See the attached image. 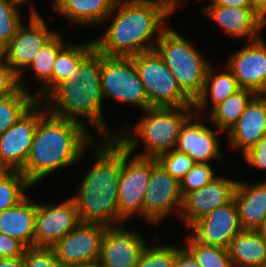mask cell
<instances>
[{"mask_svg": "<svg viewBox=\"0 0 266 267\" xmlns=\"http://www.w3.org/2000/svg\"><path fill=\"white\" fill-rule=\"evenodd\" d=\"M214 177H216L214 169L210 164L195 163L180 181V191L182 196L204 187Z\"/></svg>", "mask_w": 266, "mask_h": 267, "instance_id": "cell-36", "label": "cell"}, {"mask_svg": "<svg viewBox=\"0 0 266 267\" xmlns=\"http://www.w3.org/2000/svg\"><path fill=\"white\" fill-rule=\"evenodd\" d=\"M105 144L91 146L96 161L72 196L81 223L119 225L118 183L123 160V145L116 139H103ZM95 145V146H94Z\"/></svg>", "mask_w": 266, "mask_h": 267, "instance_id": "cell-2", "label": "cell"}, {"mask_svg": "<svg viewBox=\"0 0 266 267\" xmlns=\"http://www.w3.org/2000/svg\"><path fill=\"white\" fill-rule=\"evenodd\" d=\"M12 1L16 2L17 4H19L21 6L28 0H12Z\"/></svg>", "mask_w": 266, "mask_h": 267, "instance_id": "cell-48", "label": "cell"}, {"mask_svg": "<svg viewBox=\"0 0 266 267\" xmlns=\"http://www.w3.org/2000/svg\"><path fill=\"white\" fill-rule=\"evenodd\" d=\"M95 48L94 41L66 45L58 52L51 73V90L63 80L75 77V69L80 62Z\"/></svg>", "mask_w": 266, "mask_h": 267, "instance_id": "cell-29", "label": "cell"}, {"mask_svg": "<svg viewBox=\"0 0 266 267\" xmlns=\"http://www.w3.org/2000/svg\"><path fill=\"white\" fill-rule=\"evenodd\" d=\"M266 134V94H256L244 113L228 132L230 147L241 149L243 154L255 146Z\"/></svg>", "mask_w": 266, "mask_h": 267, "instance_id": "cell-20", "label": "cell"}, {"mask_svg": "<svg viewBox=\"0 0 266 267\" xmlns=\"http://www.w3.org/2000/svg\"><path fill=\"white\" fill-rule=\"evenodd\" d=\"M150 107H189L193 102L179 88L173 74L155 50L132 57Z\"/></svg>", "mask_w": 266, "mask_h": 267, "instance_id": "cell-7", "label": "cell"}, {"mask_svg": "<svg viewBox=\"0 0 266 267\" xmlns=\"http://www.w3.org/2000/svg\"><path fill=\"white\" fill-rule=\"evenodd\" d=\"M215 5L238 8H251L249 0H211Z\"/></svg>", "mask_w": 266, "mask_h": 267, "instance_id": "cell-42", "label": "cell"}, {"mask_svg": "<svg viewBox=\"0 0 266 267\" xmlns=\"http://www.w3.org/2000/svg\"><path fill=\"white\" fill-rule=\"evenodd\" d=\"M59 0H53V4L52 5H55Z\"/></svg>", "mask_w": 266, "mask_h": 267, "instance_id": "cell-49", "label": "cell"}, {"mask_svg": "<svg viewBox=\"0 0 266 267\" xmlns=\"http://www.w3.org/2000/svg\"><path fill=\"white\" fill-rule=\"evenodd\" d=\"M37 94L21 87L13 94L0 98V136L10 128L22 114L36 101H41Z\"/></svg>", "mask_w": 266, "mask_h": 267, "instance_id": "cell-30", "label": "cell"}, {"mask_svg": "<svg viewBox=\"0 0 266 267\" xmlns=\"http://www.w3.org/2000/svg\"><path fill=\"white\" fill-rule=\"evenodd\" d=\"M200 267H234L228 249L219 246L205 245L192 235L187 237V246H183Z\"/></svg>", "mask_w": 266, "mask_h": 267, "instance_id": "cell-31", "label": "cell"}, {"mask_svg": "<svg viewBox=\"0 0 266 267\" xmlns=\"http://www.w3.org/2000/svg\"><path fill=\"white\" fill-rule=\"evenodd\" d=\"M256 94L250 90L240 88L230 94L222 103L217 105L208 115L215 128L222 132H229L244 113L248 103Z\"/></svg>", "mask_w": 266, "mask_h": 267, "instance_id": "cell-27", "label": "cell"}, {"mask_svg": "<svg viewBox=\"0 0 266 267\" xmlns=\"http://www.w3.org/2000/svg\"><path fill=\"white\" fill-rule=\"evenodd\" d=\"M243 230H255L266 216V181L255 184L237 182L234 193Z\"/></svg>", "mask_w": 266, "mask_h": 267, "instance_id": "cell-23", "label": "cell"}, {"mask_svg": "<svg viewBox=\"0 0 266 267\" xmlns=\"http://www.w3.org/2000/svg\"><path fill=\"white\" fill-rule=\"evenodd\" d=\"M133 153L123 146L121 175L118 183L119 225L135 213L143 216L145 192L152 174L153 159Z\"/></svg>", "mask_w": 266, "mask_h": 267, "instance_id": "cell-9", "label": "cell"}, {"mask_svg": "<svg viewBox=\"0 0 266 267\" xmlns=\"http://www.w3.org/2000/svg\"><path fill=\"white\" fill-rule=\"evenodd\" d=\"M101 85L104 98L149 108L144 85L132 57H110L101 54Z\"/></svg>", "mask_w": 266, "mask_h": 267, "instance_id": "cell-8", "label": "cell"}, {"mask_svg": "<svg viewBox=\"0 0 266 267\" xmlns=\"http://www.w3.org/2000/svg\"><path fill=\"white\" fill-rule=\"evenodd\" d=\"M122 226L105 229L98 259L102 267H137L140 256L148 245L139 232L126 230Z\"/></svg>", "mask_w": 266, "mask_h": 267, "instance_id": "cell-16", "label": "cell"}, {"mask_svg": "<svg viewBox=\"0 0 266 267\" xmlns=\"http://www.w3.org/2000/svg\"><path fill=\"white\" fill-rule=\"evenodd\" d=\"M26 248L19 240L0 232V258L22 257Z\"/></svg>", "mask_w": 266, "mask_h": 267, "instance_id": "cell-39", "label": "cell"}, {"mask_svg": "<svg viewBox=\"0 0 266 267\" xmlns=\"http://www.w3.org/2000/svg\"><path fill=\"white\" fill-rule=\"evenodd\" d=\"M188 229L201 244L228 249L231 240L243 230L235 200L215 208Z\"/></svg>", "mask_w": 266, "mask_h": 267, "instance_id": "cell-18", "label": "cell"}, {"mask_svg": "<svg viewBox=\"0 0 266 267\" xmlns=\"http://www.w3.org/2000/svg\"><path fill=\"white\" fill-rule=\"evenodd\" d=\"M154 50L173 74L182 92L194 102L203 89L211 64L192 42L169 27L158 38Z\"/></svg>", "mask_w": 266, "mask_h": 267, "instance_id": "cell-6", "label": "cell"}, {"mask_svg": "<svg viewBox=\"0 0 266 267\" xmlns=\"http://www.w3.org/2000/svg\"><path fill=\"white\" fill-rule=\"evenodd\" d=\"M106 228L101 224L80 223L52 246L56 258L65 267L97 261Z\"/></svg>", "mask_w": 266, "mask_h": 267, "instance_id": "cell-13", "label": "cell"}, {"mask_svg": "<svg viewBox=\"0 0 266 267\" xmlns=\"http://www.w3.org/2000/svg\"><path fill=\"white\" fill-rule=\"evenodd\" d=\"M116 0H59L54 7L73 24H101L113 13Z\"/></svg>", "mask_w": 266, "mask_h": 267, "instance_id": "cell-24", "label": "cell"}, {"mask_svg": "<svg viewBox=\"0 0 266 267\" xmlns=\"http://www.w3.org/2000/svg\"><path fill=\"white\" fill-rule=\"evenodd\" d=\"M228 253L234 267H262L266 241L255 230H242L231 240Z\"/></svg>", "mask_w": 266, "mask_h": 267, "instance_id": "cell-25", "label": "cell"}, {"mask_svg": "<svg viewBox=\"0 0 266 267\" xmlns=\"http://www.w3.org/2000/svg\"><path fill=\"white\" fill-rule=\"evenodd\" d=\"M80 223L76 205L71 197L58 205L38 203L34 246L52 247Z\"/></svg>", "mask_w": 266, "mask_h": 267, "instance_id": "cell-14", "label": "cell"}, {"mask_svg": "<svg viewBox=\"0 0 266 267\" xmlns=\"http://www.w3.org/2000/svg\"><path fill=\"white\" fill-rule=\"evenodd\" d=\"M236 180L214 177L208 184L183 196L180 217L187 227L215 208L231 202L237 185Z\"/></svg>", "mask_w": 266, "mask_h": 267, "instance_id": "cell-17", "label": "cell"}, {"mask_svg": "<svg viewBox=\"0 0 266 267\" xmlns=\"http://www.w3.org/2000/svg\"><path fill=\"white\" fill-rule=\"evenodd\" d=\"M245 160L251 166L258 169L266 170V134L258 141V143L243 154Z\"/></svg>", "mask_w": 266, "mask_h": 267, "instance_id": "cell-40", "label": "cell"}, {"mask_svg": "<svg viewBox=\"0 0 266 267\" xmlns=\"http://www.w3.org/2000/svg\"><path fill=\"white\" fill-rule=\"evenodd\" d=\"M0 267H26L24 257L0 258Z\"/></svg>", "mask_w": 266, "mask_h": 267, "instance_id": "cell-43", "label": "cell"}, {"mask_svg": "<svg viewBox=\"0 0 266 267\" xmlns=\"http://www.w3.org/2000/svg\"><path fill=\"white\" fill-rule=\"evenodd\" d=\"M74 267H102V265L97 260V261H94V262L84 263V264L77 265V266H74Z\"/></svg>", "mask_w": 266, "mask_h": 267, "instance_id": "cell-47", "label": "cell"}, {"mask_svg": "<svg viewBox=\"0 0 266 267\" xmlns=\"http://www.w3.org/2000/svg\"><path fill=\"white\" fill-rule=\"evenodd\" d=\"M206 16L212 18L228 35L247 37L249 41L260 37L258 33L266 22L252 8H238L211 4L204 8Z\"/></svg>", "mask_w": 266, "mask_h": 267, "instance_id": "cell-21", "label": "cell"}, {"mask_svg": "<svg viewBox=\"0 0 266 267\" xmlns=\"http://www.w3.org/2000/svg\"><path fill=\"white\" fill-rule=\"evenodd\" d=\"M19 7L20 5L12 0H0V52L23 24Z\"/></svg>", "mask_w": 266, "mask_h": 267, "instance_id": "cell-33", "label": "cell"}, {"mask_svg": "<svg viewBox=\"0 0 266 267\" xmlns=\"http://www.w3.org/2000/svg\"><path fill=\"white\" fill-rule=\"evenodd\" d=\"M115 10L118 13L105 34L94 41L95 48L110 57H133L154 50L167 28L163 21L171 15L163 5L149 0H116Z\"/></svg>", "mask_w": 266, "mask_h": 267, "instance_id": "cell-3", "label": "cell"}, {"mask_svg": "<svg viewBox=\"0 0 266 267\" xmlns=\"http://www.w3.org/2000/svg\"><path fill=\"white\" fill-rule=\"evenodd\" d=\"M19 88L18 75L0 57V98L15 93Z\"/></svg>", "mask_w": 266, "mask_h": 267, "instance_id": "cell-38", "label": "cell"}, {"mask_svg": "<svg viewBox=\"0 0 266 267\" xmlns=\"http://www.w3.org/2000/svg\"><path fill=\"white\" fill-rule=\"evenodd\" d=\"M31 186L21 172L0 170V212L16 205Z\"/></svg>", "mask_w": 266, "mask_h": 267, "instance_id": "cell-32", "label": "cell"}, {"mask_svg": "<svg viewBox=\"0 0 266 267\" xmlns=\"http://www.w3.org/2000/svg\"><path fill=\"white\" fill-rule=\"evenodd\" d=\"M190 116L181 127L175 150L188 154L194 163L209 164L210 160H222L219 149L217 133H223L219 129L213 131L200 121L191 119Z\"/></svg>", "mask_w": 266, "mask_h": 267, "instance_id": "cell-19", "label": "cell"}, {"mask_svg": "<svg viewBox=\"0 0 266 267\" xmlns=\"http://www.w3.org/2000/svg\"><path fill=\"white\" fill-rule=\"evenodd\" d=\"M37 203L27 194L14 206L0 212V232L22 242L26 247L34 246Z\"/></svg>", "mask_w": 266, "mask_h": 267, "instance_id": "cell-22", "label": "cell"}, {"mask_svg": "<svg viewBox=\"0 0 266 267\" xmlns=\"http://www.w3.org/2000/svg\"><path fill=\"white\" fill-rule=\"evenodd\" d=\"M255 231L266 241V216L261 221V224L255 229Z\"/></svg>", "mask_w": 266, "mask_h": 267, "instance_id": "cell-46", "label": "cell"}, {"mask_svg": "<svg viewBox=\"0 0 266 267\" xmlns=\"http://www.w3.org/2000/svg\"><path fill=\"white\" fill-rule=\"evenodd\" d=\"M75 77L67 78L56 85L41 101L43 108L53 115L82 123L80 115L104 136L114 139L103 119L101 85V53L94 48L75 69ZM44 101V102H43ZM48 105V106H47ZM112 135V136H111Z\"/></svg>", "mask_w": 266, "mask_h": 267, "instance_id": "cell-4", "label": "cell"}, {"mask_svg": "<svg viewBox=\"0 0 266 267\" xmlns=\"http://www.w3.org/2000/svg\"><path fill=\"white\" fill-rule=\"evenodd\" d=\"M181 247L175 246H146L143 250L137 267H174L176 252Z\"/></svg>", "mask_w": 266, "mask_h": 267, "instance_id": "cell-34", "label": "cell"}, {"mask_svg": "<svg viewBox=\"0 0 266 267\" xmlns=\"http://www.w3.org/2000/svg\"><path fill=\"white\" fill-rule=\"evenodd\" d=\"M42 101H36L0 136V170L19 171L29 156L35 129L42 111Z\"/></svg>", "mask_w": 266, "mask_h": 267, "instance_id": "cell-11", "label": "cell"}, {"mask_svg": "<svg viewBox=\"0 0 266 267\" xmlns=\"http://www.w3.org/2000/svg\"><path fill=\"white\" fill-rule=\"evenodd\" d=\"M156 160L166 172L179 182L195 164L188 154L177 150H171L159 156Z\"/></svg>", "mask_w": 266, "mask_h": 267, "instance_id": "cell-35", "label": "cell"}, {"mask_svg": "<svg viewBox=\"0 0 266 267\" xmlns=\"http://www.w3.org/2000/svg\"><path fill=\"white\" fill-rule=\"evenodd\" d=\"M251 8L266 22V0H249Z\"/></svg>", "mask_w": 266, "mask_h": 267, "instance_id": "cell-44", "label": "cell"}, {"mask_svg": "<svg viewBox=\"0 0 266 267\" xmlns=\"http://www.w3.org/2000/svg\"><path fill=\"white\" fill-rule=\"evenodd\" d=\"M46 113L38 120L31 150L21 171L32 185L55 170L75 164L94 144L82 123Z\"/></svg>", "mask_w": 266, "mask_h": 267, "instance_id": "cell-1", "label": "cell"}, {"mask_svg": "<svg viewBox=\"0 0 266 267\" xmlns=\"http://www.w3.org/2000/svg\"><path fill=\"white\" fill-rule=\"evenodd\" d=\"M29 18L28 26L22 24L8 45L0 52V57L18 75L20 87L27 91L29 90L21 78L23 67L28 68L37 52L57 33L48 29L43 18L33 7Z\"/></svg>", "mask_w": 266, "mask_h": 267, "instance_id": "cell-10", "label": "cell"}, {"mask_svg": "<svg viewBox=\"0 0 266 267\" xmlns=\"http://www.w3.org/2000/svg\"><path fill=\"white\" fill-rule=\"evenodd\" d=\"M163 5L171 14L181 4V0H149Z\"/></svg>", "mask_w": 266, "mask_h": 267, "instance_id": "cell-45", "label": "cell"}, {"mask_svg": "<svg viewBox=\"0 0 266 267\" xmlns=\"http://www.w3.org/2000/svg\"><path fill=\"white\" fill-rule=\"evenodd\" d=\"M61 33H56L43 47L37 52L29 64V68L34 72L36 79L43 84L40 86L38 94L44 98L51 91V73L58 52L66 45L61 37ZM44 85V86H43Z\"/></svg>", "mask_w": 266, "mask_h": 267, "instance_id": "cell-28", "label": "cell"}, {"mask_svg": "<svg viewBox=\"0 0 266 267\" xmlns=\"http://www.w3.org/2000/svg\"><path fill=\"white\" fill-rule=\"evenodd\" d=\"M174 267H200L192 255L181 247L175 254Z\"/></svg>", "mask_w": 266, "mask_h": 267, "instance_id": "cell-41", "label": "cell"}, {"mask_svg": "<svg viewBox=\"0 0 266 267\" xmlns=\"http://www.w3.org/2000/svg\"><path fill=\"white\" fill-rule=\"evenodd\" d=\"M227 68L240 88L266 94V43L261 36L231 54Z\"/></svg>", "mask_w": 266, "mask_h": 267, "instance_id": "cell-15", "label": "cell"}, {"mask_svg": "<svg viewBox=\"0 0 266 267\" xmlns=\"http://www.w3.org/2000/svg\"><path fill=\"white\" fill-rule=\"evenodd\" d=\"M182 202L180 182L166 172L156 159H153L152 174L143 202V216L146 222L159 224L171 214V210L176 212L179 210L177 213L179 215Z\"/></svg>", "mask_w": 266, "mask_h": 267, "instance_id": "cell-12", "label": "cell"}, {"mask_svg": "<svg viewBox=\"0 0 266 267\" xmlns=\"http://www.w3.org/2000/svg\"><path fill=\"white\" fill-rule=\"evenodd\" d=\"M213 64H211L206 73L205 82L200 95L193 102V109L196 116L199 115L196 112H201L207 107L208 99L212 103L209 113L220 103H222L230 94L235 93L240 89L237 80L233 76V73L226 68L220 74L214 71ZM210 97V98H208Z\"/></svg>", "mask_w": 266, "mask_h": 267, "instance_id": "cell-26", "label": "cell"}, {"mask_svg": "<svg viewBox=\"0 0 266 267\" xmlns=\"http://www.w3.org/2000/svg\"><path fill=\"white\" fill-rule=\"evenodd\" d=\"M26 267H65L52 247H27L23 254Z\"/></svg>", "mask_w": 266, "mask_h": 267, "instance_id": "cell-37", "label": "cell"}, {"mask_svg": "<svg viewBox=\"0 0 266 267\" xmlns=\"http://www.w3.org/2000/svg\"><path fill=\"white\" fill-rule=\"evenodd\" d=\"M193 111V112H192ZM133 131L116 133V139L134 153L139 143L145 145V151L136 155L157 159L159 156L175 150L177 138L184 122L193 115V106L189 107H150L145 111Z\"/></svg>", "mask_w": 266, "mask_h": 267, "instance_id": "cell-5", "label": "cell"}]
</instances>
